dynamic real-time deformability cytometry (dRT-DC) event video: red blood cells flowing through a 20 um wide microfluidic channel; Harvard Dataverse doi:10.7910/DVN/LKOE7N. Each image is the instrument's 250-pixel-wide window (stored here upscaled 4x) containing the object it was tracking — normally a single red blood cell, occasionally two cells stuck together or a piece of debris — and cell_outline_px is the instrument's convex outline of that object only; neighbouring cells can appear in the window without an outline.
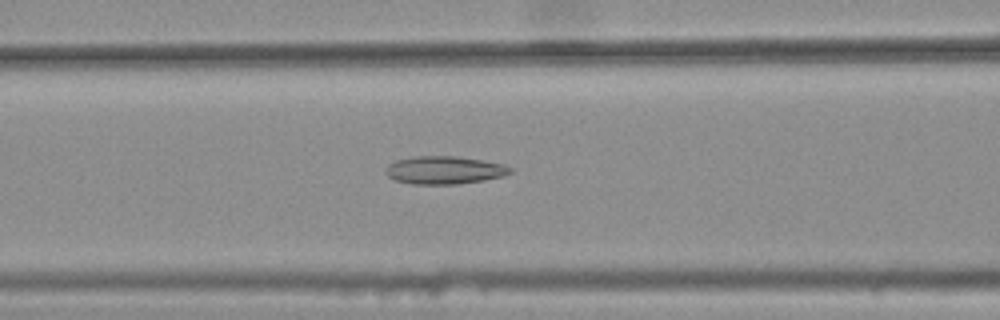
{"species": "common noctule bat (a hibernating species)", "species_latin": "Nyctalus noctula", "temperature_condition": "warm", "stored_images_in_passage": 42, "camera_frame_rate_fps": 3000, "um_per_image_px": 0.085, "animal": {"sex": "female", "body_mass_g": 25.1}, "frame": {"image": 1, "passage_image": 18, "time_ms": 5.667, "image_size_px": [1000, 320], "cell_outline_px": [[512, 172], [504, 176], [484, 180], [456, 184], [412, 184], [396, 180], [388, 176], [384, 172], [384, 168], [388, 164], [396, 160], [416, 156], [456, 156], [484, 160], [504, 164], [512, 168]], "centroid_in_image_um": [37.77, 14.45], "position_along_channel_um": 128.8, "area_um2": 20.4}}
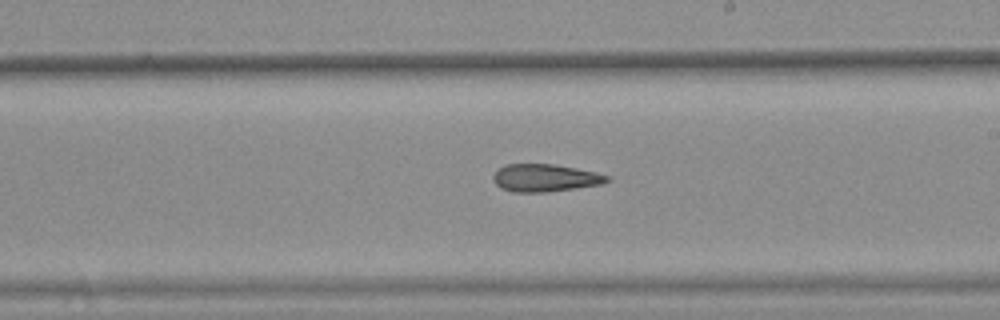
{"frame": {"image": 2, "passage_image": 27, "time_ms": 8.667, "image_size_px": [1000, 320], "cell_outline_px": [[612, 180], [604, 184], [548, 192], [512, 192], [500, 188], [492, 180], [492, 176], [504, 164], [556, 164], [596, 172], [612, 176]], "centroid_in_image_um": [46.38, 15.12], "position_along_channel_um": 242.6, "area_um2": 18.61}}
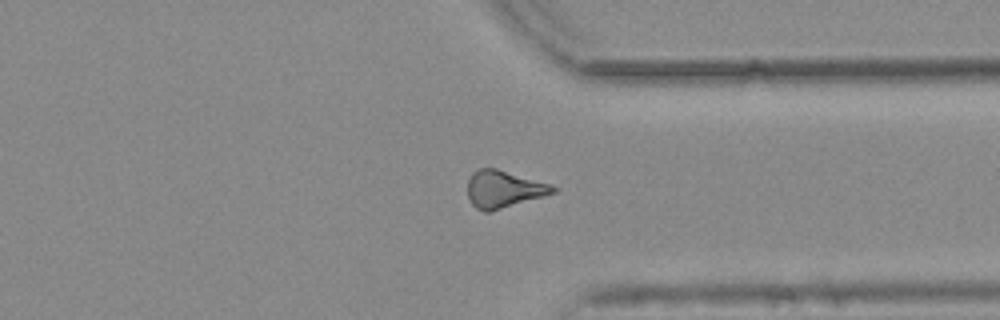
{"frame": {"image": 3, "passage_image": 37, "time_ms": 12.0, "image_size_px": [1000, 320], "cell_outline_px": [[556, 192], [544, 196], [488, 212], [484, 212], [476, 208], [468, 200], [468, 180], [472, 172], [480, 168], [496, 168], [548, 184], [556, 188]], "centroid_in_image_um": [42.75, 16.08], "position_along_channel_um": 368.6, "area_um2": 18.21}, "authors_computed_cell_mechanics": {"area_um2": 18.8717, "velocity_mm_per_s": 3.8047, "shape_relaxation_time_tau1_ms": null, "shape_relaxation_time_tau2_ms": 5.5061, "deformation_change_tau1": null, "deformation_change_tau2": 0.1657}}